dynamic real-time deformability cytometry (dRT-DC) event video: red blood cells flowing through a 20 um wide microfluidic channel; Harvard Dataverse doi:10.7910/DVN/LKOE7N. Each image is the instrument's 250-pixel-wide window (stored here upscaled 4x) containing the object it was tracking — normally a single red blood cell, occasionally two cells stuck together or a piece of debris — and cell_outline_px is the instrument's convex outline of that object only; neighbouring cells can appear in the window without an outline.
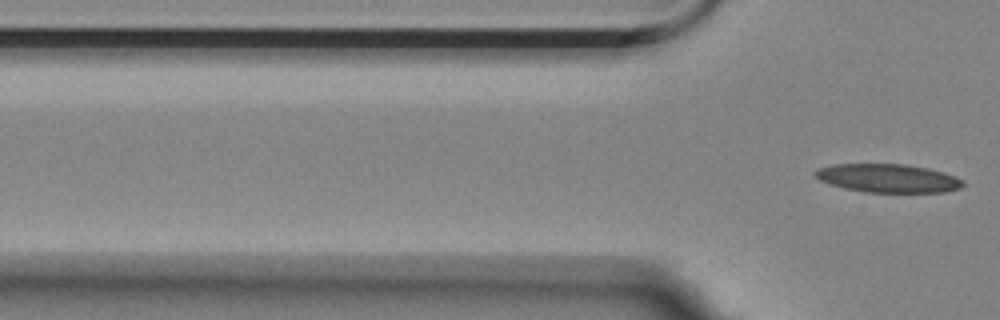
{"species": "Egyptian fruit bat (a non-hibernating species)", "species_latin": "Rousettus aegyptiacus", "temperature_condition": "room temperature", "stored_images_in_passage": 6, "segment_of_instrument_passage": [2, 2], "camera_frame_rate_fps": 3000, "um_per_image_px": 0.085, "animal": {"sex": "female"}, "frame": {"image": 1, "passage_image": 6, "time_ms": 1.667, "image_size_px": [1000, 320], "cell_outline_px": [[964, 184], [960, 188], [944, 192], [864, 192], [844, 188], [820, 180], [812, 176], [812, 172], [816, 168], [832, 164], [908, 164], [928, 168], [944, 172], [956, 176], [964, 180]], "centroid_in_image_um": [75.46, 15.14], "position_along_channel_um": 50.3, "area_um2": 24.8}}